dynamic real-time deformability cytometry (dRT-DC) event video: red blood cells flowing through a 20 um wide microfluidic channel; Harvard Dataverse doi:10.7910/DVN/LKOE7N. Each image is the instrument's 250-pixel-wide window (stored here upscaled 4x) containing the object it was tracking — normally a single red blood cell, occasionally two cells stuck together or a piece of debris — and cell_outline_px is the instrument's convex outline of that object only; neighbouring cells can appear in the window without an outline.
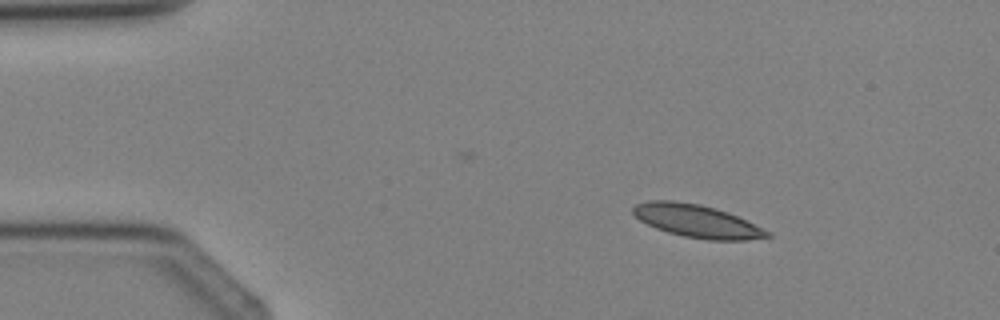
{"species": "Egyptian fruit bat (a non-hibernating species)", "species_latin": "Rousettus aegyptiacus", "temperature_condition": "cold", "stored_images_in_passage": 3, "camera_frame_rate_fps": 3000, "um_per_image_px": 0.085, "animal": {"sex": "female"}, "frame": {"image": 1, "passage_image": 2, "time_ms": 1.0, "image_size_px": [1000, 320], "cell_outline_px": [[772, 236], [748, 240], [708, 240], [684, 236], [668, 232], [656, 228], [640, 220], [632, 212], [632, 208], [636, 204], [648, 200], [672, 200], [700, 204], [716, 208], [728, 212], [772, 232]], "centroid_in_image_um": [59.25, 18.78], "position_along_channel_um": 25.7, "area_um2": 25.66}}